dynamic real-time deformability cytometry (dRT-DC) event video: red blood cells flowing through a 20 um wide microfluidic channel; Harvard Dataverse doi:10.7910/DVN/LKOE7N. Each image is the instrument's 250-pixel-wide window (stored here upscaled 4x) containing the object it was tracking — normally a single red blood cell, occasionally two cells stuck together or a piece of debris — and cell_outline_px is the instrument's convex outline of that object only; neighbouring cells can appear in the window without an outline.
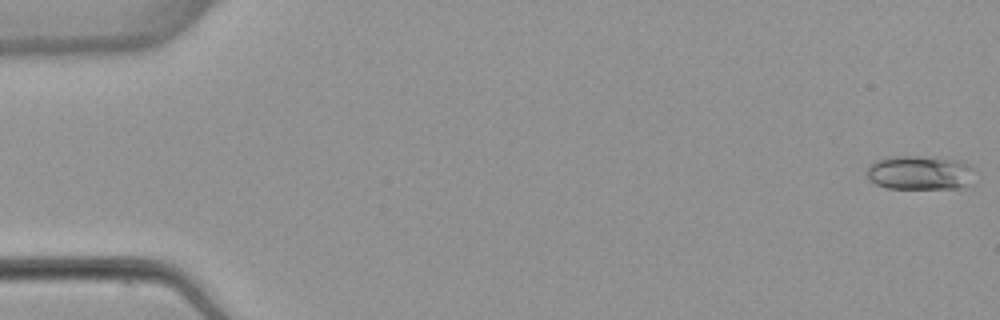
{"species": "common noctule bat (a hibernating species)", "species_latin": "Nyctalus noctula", "temperature_condition": "warm", "stored_images_in_passage": 53, "camera_frame_rate_fps": 3000, "um_per_image_px": 0.085, "animal": {"sex": "female", "body_mass_g": 22.7, "forearm_length_mm": 54.2}, "frame": {"image": 1, "passage_image": 1, "time_ms": 0.0, "image_size_px": [1000, 320], "cell_outline_px": [[976, 168], [968, 184], [960, 188], [888, 188], [876, 184], [868, 180], [868, 168], [876, 160], [892, 156], [916, 156], [956, 160], [968, 164]], "centroid_in_image_um": [78.19, 14.68], "position_along_channel_um": 6.8, "area_um2": 21.27}}
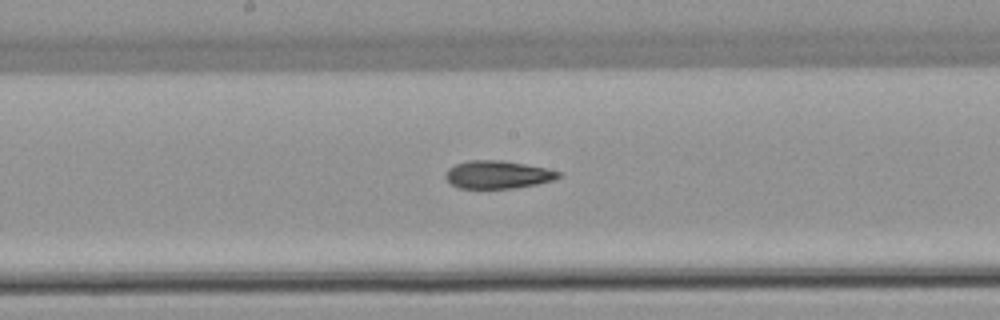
{"frame": {"image": 2, "passage_image": 28, "time_ms": 9.0, "image_size_px": [1000, 320], "cell_outline_px": [[564, 176], [556, 180], [516, 188], [460, 188], [452, 184], [444, 176], [444, 172], [448, 168], [456, 164], [468, 160], [500, 160], [548, 168], [560, 172]], "centroid_in_image_um": [42.34, 14.84], "position_along_channel_um": 205.9, "area_um2": 18.5}}
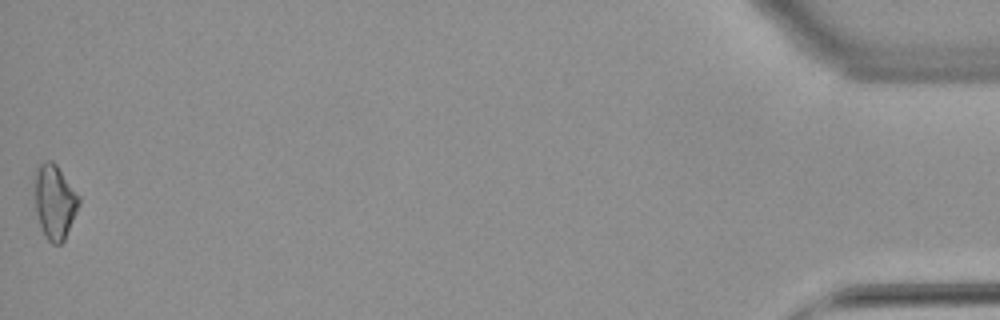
{"frame": {"image": 3, "passage_image": 53, "time_ms": 17.333, "image_size_px": [1000, 320], "cell_outline_px": [[80, 204], [64, 240], [60, 244], [52, 244], [44, 236], [36, 212], [36, 168], [44, 160], [52, 160], [56, 164], [80, 196]], "centroid_in_image_um": [4.67, 17.15], "position_along_channel_um": 430.5, "area_um2": 18.96}, "authors_computed_cell_mechanics": {"area_um2": 18.6116, "velocity_mm_per_s": 3.8892, "shape_relaxation_time_tau1_ms": 9.4402, "shape_relaxation_time_tau2_ms": 5.3459, "deformation_change_tau1": 0.2146, "deformation_change_tau2": 0.1509}}